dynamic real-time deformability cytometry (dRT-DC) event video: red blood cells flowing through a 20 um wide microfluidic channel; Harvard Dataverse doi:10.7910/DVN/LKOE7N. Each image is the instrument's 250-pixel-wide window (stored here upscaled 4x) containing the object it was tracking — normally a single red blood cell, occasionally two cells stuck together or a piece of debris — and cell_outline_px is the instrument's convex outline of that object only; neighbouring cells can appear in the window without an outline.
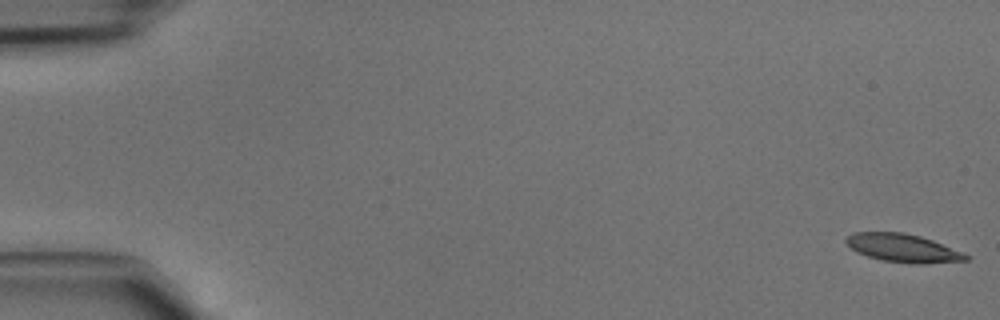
{"species": "common noctule bat (a hibernating species)", "species_latin": "Nyctalus noctula", "temperature_condition": "cold", "stored_images_in_passage": 46, "camera_frame_rate_fps": 3000, "um_per_image_px": 0.085, "animal": {"sex": "male", "body_mass_g": 15.6}, "frame": {"image": 1, "passage_image": 1, "time_ms": 0.0, "image_size_px": [1000, 320], "cell_outline_px": [[972, 256], [968, 260], [924, 264], [916, 264], [880, 260], [856, 252], [844, 240], [848, 236], [856, 232], [904, 232], [920, 236], [932, 240], [964, 252]], "centroid_in_image_um": [76.8, 21.09], "position_along_channel_um": 8.2, "area_um2": 19.77}}
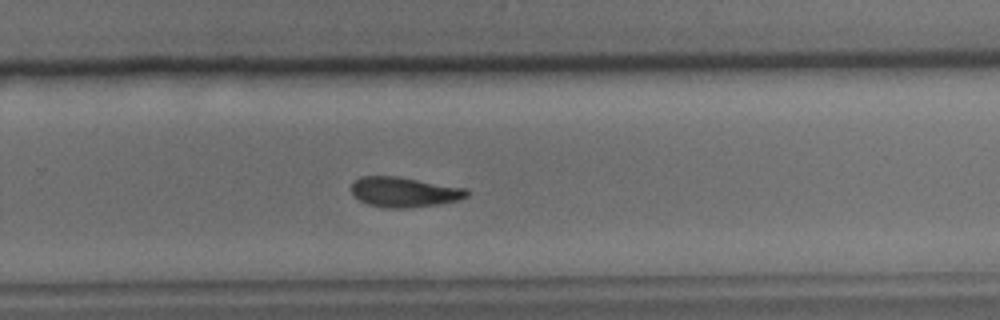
{"frame": {"image": 2, "passage_image": 31, "time_ms": 10.0, "image_size_px": [1000, 320], "cell_outline_px": [[468, 196], [460, 200], [436, 204], [408, 208], [384, 208], [368, 204], [352, 196], [352, 184], [360, 176], [396, 176], [464, 188], [468, 192]], "centroid_in_image_um": [34.32, 16.33], "position_along_channel_um": 295.5, "area_um2": 20.06}}
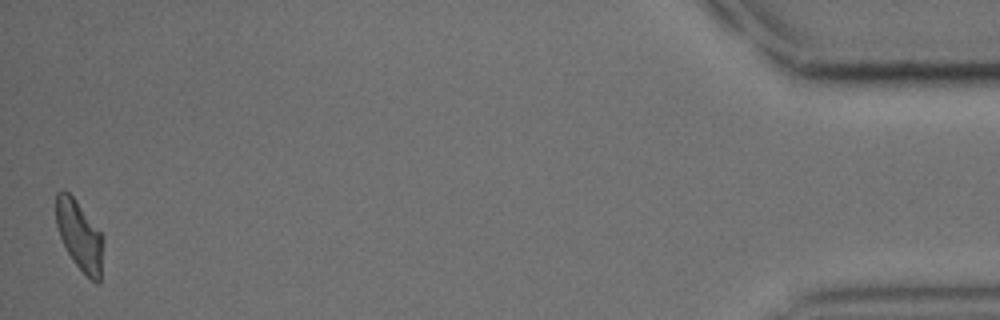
{"frame": {"image": 3, "passage_image": 46, "time_ms": 15.0, "image_size_px": [1000, 320], "cell_outline_px": [[104, 240], [100, 284], [96, 284], [72, 260], [60, 236], [56, 224], [56, 192], [60, 188], [64, 188], [76, 200], [104, 236]], "centroid_in_image_um": [6.77, 20.0], "position_along_channel_um": 428.4, "area_um2": 19.25}}